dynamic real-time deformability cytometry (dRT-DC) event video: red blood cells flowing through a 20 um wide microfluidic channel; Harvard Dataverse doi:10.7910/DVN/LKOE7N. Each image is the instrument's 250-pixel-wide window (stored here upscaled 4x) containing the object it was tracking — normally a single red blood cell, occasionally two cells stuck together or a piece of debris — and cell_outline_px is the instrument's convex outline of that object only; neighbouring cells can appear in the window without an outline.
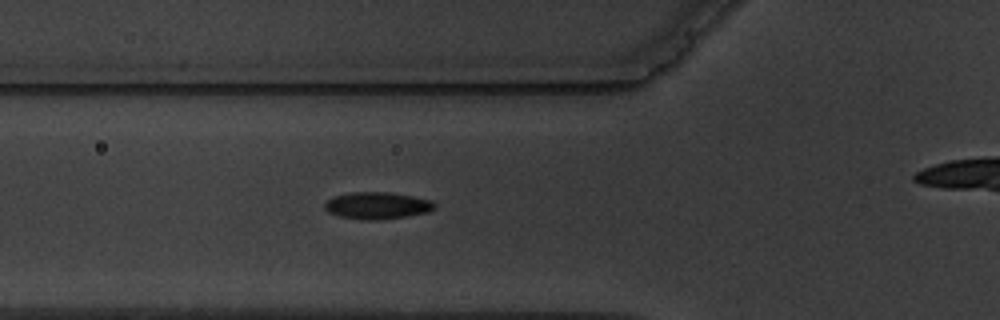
{"species": "common noctule bat (a hibernating species)", "species_latin": "Nyctalus noctula", "temperature_condition": "warm", "stored_images_in_passage": 6, "camera_frame_rate_fps": 3000, "um_per_image_px": 0.085, "animal": {"sex": "male", "body_mass_g": 19.5, "forearm_length_mm": 54.6}, "frame": {"image": 1, "passage_image": 6, "time_ms": 5.667, "image_size_px": [1000, 320], "cell_outline_px": [[436, 208], [428, 212], [404, 216], [376, 220], [360, 220], [340, 216], [328, 212], [324, 208], [324, 204], [328, 200], [336, 196], [352, 192], [392, 192], [432, 200], [436, 204]], "centroid_in_image_um": [32.08, 17.47], "position_along_channel_um": 93.7, "area_um2": 17.22}}